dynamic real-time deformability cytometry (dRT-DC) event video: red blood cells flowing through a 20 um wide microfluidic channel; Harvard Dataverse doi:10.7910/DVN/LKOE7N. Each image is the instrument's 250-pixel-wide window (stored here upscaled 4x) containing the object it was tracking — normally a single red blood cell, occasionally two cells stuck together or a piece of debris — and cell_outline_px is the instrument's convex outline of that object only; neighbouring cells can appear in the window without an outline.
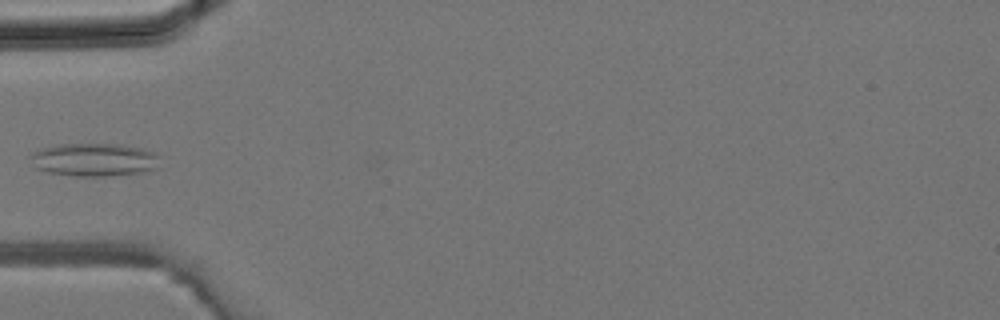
{"species": "common noctule bat (a hibernating species)", "species_latin": "Nyctalus noctula", "temperature_condition": "room temperature", "stored_images_in_passage": 4, "camera_frame_rate_fps": 3000, "um_per_image_px": 0.085, "animal": {"sex": "male", "body_mass_g": 19.2, "forearm_length_mm": 51.8}, "frame": {"image": 1, "passage_image": 4, "time_ms": 1.0, "image_size_px": [1000, 320], "cell_outline_px": [[160, 156], [156, 168], [144, 172], [104, 176], [76, 176], [48, 172], [36, 168], [28, 156], [32, 152], [40, 148], [56, 144], [120, 144], [144, 148]], "centroid_in_image_um": [7.98, 13.56], "position_along_channel_um": 77.0, "area_um2": 25.14}}